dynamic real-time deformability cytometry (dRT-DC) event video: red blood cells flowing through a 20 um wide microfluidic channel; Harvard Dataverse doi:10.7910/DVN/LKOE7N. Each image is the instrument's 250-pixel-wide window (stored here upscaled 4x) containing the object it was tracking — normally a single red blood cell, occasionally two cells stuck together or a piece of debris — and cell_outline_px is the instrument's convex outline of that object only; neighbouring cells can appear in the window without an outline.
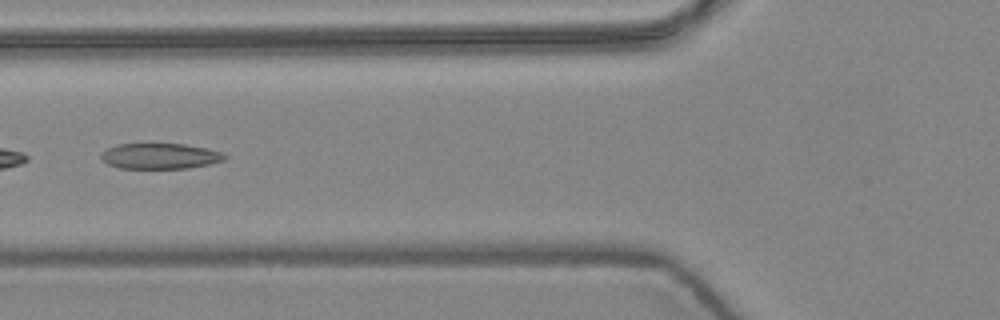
{"species": "common noctule bat (a hibernating species)", "species_latin": "Nyctalus noctula", "temperature_condition": "warm", "stored_images_in_passage": 6, "camera_frame_rate_fps": 3000, "um_per_image_px": 0.085, "animal": {"sex": "female", "body_mass_g": 24.6, "forearm_length_mm": 56.2}, "frame": {"image": 1, "passage_image": 5, "time_ms": 1.333, "image_size_px": [1000, 320], "cell_outline_px": [[228, 156], [224, 160], [208, 164], [188, 168], [120, 168], [108, 164], [100, 160], [100, 156], [108, 148], [116, 144], [184, 144], [208, 148], [220, 152]], "centroid_in_image_um": [13.59, 13.26], "position_along_channel_um": 112.2, "area_um2": 18.38}}
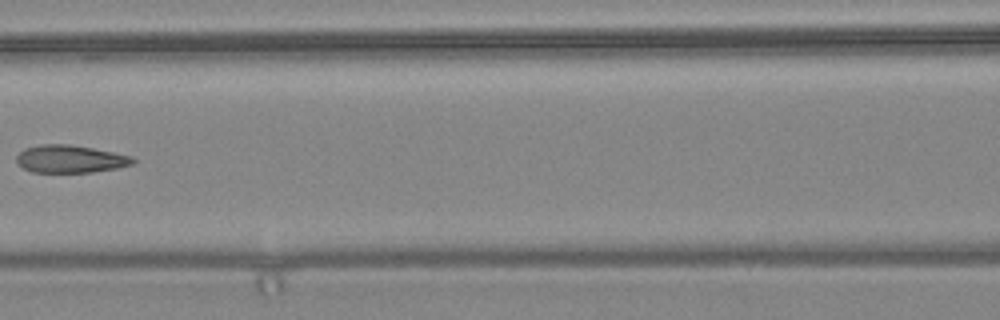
{"frame": {"image": 2, "passage_image": 6, "time_ms": 1.667, "image_size_px": [1000, 320], "cell_outline_px": [[136, 160], [132, 164], [116, 168], [92, 172], [32, 172], [16, 164], [16, 156], [24, 148], [40, 144], [68, 144], [92, 148], [132, 156]], "centroid_in_image_um": [5.93, 13.51], "position_along_channel_um": 160.7, "area_um2": 18.73}}